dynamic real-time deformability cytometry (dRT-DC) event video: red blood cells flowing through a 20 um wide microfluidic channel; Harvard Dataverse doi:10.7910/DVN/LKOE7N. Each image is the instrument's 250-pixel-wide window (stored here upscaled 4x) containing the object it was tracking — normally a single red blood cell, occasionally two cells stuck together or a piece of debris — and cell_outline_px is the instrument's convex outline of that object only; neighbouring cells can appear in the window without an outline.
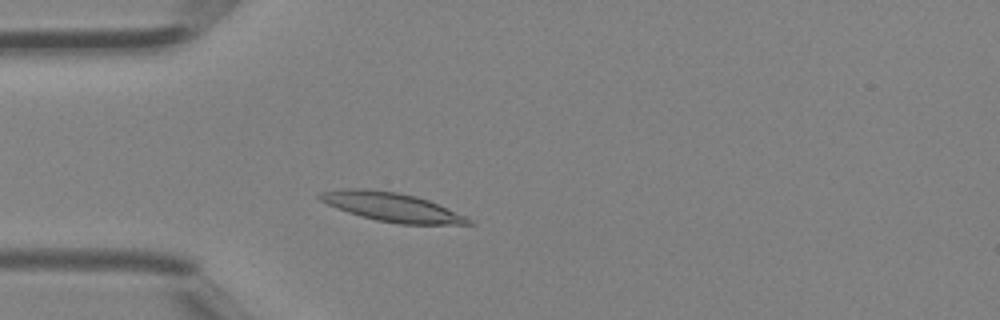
{"species": "Egyptian fruit bat (a non-hibernating species)", "species_latin": "Rousettus aegyptiacus", "temperature_condition": "room temperature", "stored_images_in_passage": 36, "camera_frame_rate_fps": 3000, "um_per_image_px": 0.085, "animal": {"sex": "female"}, "frame": {"image": 1, "passage_image": 6, "time_ms": 1.667, "image_size_px": [1000, 320], "cell_outline_px": [[476, 224], [400, 224], [376, 220], [360, 216], [336, 208], [320, 200], [316, 196], [320, 192], [344, 188], [368, 188], [396, 192], [416, 196], [428, 200], [464, 216], [472, 220]], "centroid_in_image_um": [33.24, 17.58], "position_along_channel_um": 51.8, "area_um2": 24.85}}
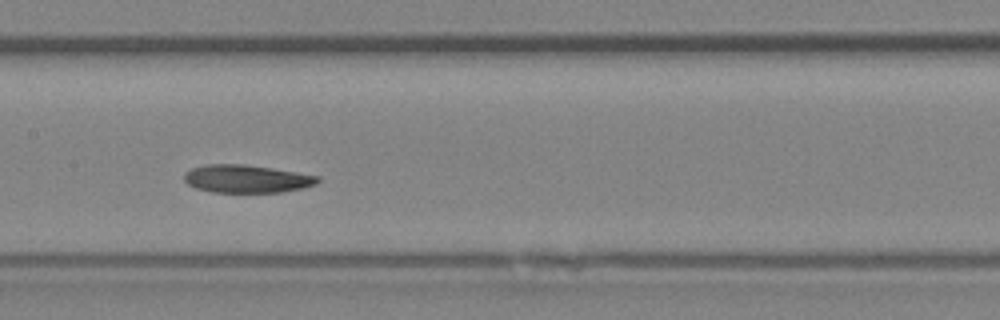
{"frame": {"image": 2, "passage_image": 15, "time_ms": 4.667, "image_size_px": [1000, 320], "cell_outline_px": [[320, 180], [316, 184], [300, 188], [280, 192], [212, 192], [196, 188], [188, 184], [184, 180], [184, 172], [192, 168], [208, 164], [244, 164], [272, 168], [320, 176]], "centroid_in_image_um": [20.94, 15.19], "position_along_channel_um": 186.5, "area_um2": 21.62}}
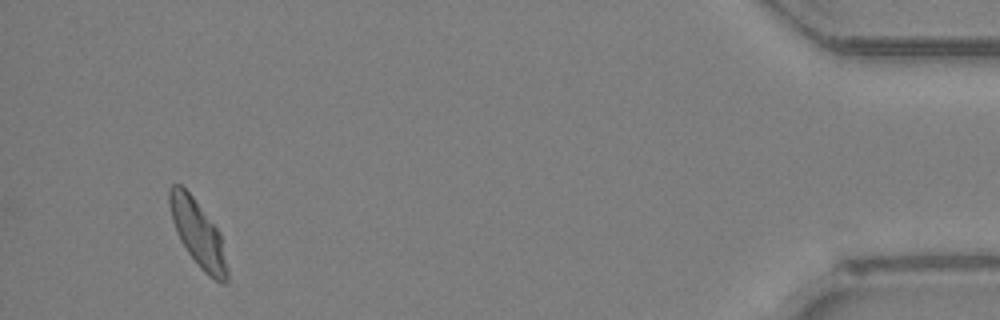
{"frame": {"image": 3, "passage_image": 34, "time_ms": 11.0, "image_size_px": [1000, 320], "cell_outline_px": [[228, 280], [224, 284], [220, 284], [208, 276], [200, 268], [188, 252], [180, 240], [176, 232], [172, 220], [168, 204], [168, 188], [172, 184], [180, 184], [192, 196], [220, 232], [228, 268]], "centroid_in_image_um": [16.82, 19.87], "position_along_channel_um": 418.4, "area_um2": 22.37}}